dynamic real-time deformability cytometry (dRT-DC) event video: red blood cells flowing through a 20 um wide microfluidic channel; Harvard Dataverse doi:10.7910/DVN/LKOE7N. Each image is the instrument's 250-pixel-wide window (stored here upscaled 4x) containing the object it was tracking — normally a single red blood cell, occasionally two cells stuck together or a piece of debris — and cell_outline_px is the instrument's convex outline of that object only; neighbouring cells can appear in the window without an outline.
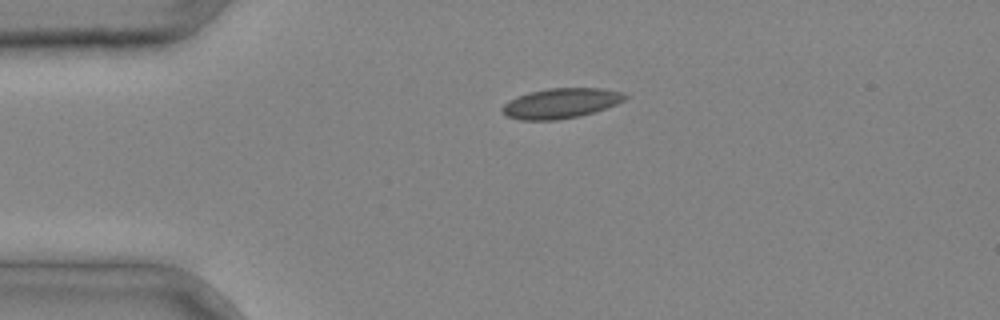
{"species": "common noctule bat (a hibernating species)", "species_latin": "Nyctalus noctula", "temperature_condition": "cold", "stored_images_in_passage": 2, "camera_frame_rate_fps": 3000, "um_per_image_px": 0.085, "animal": {"sex": "male", "body_mass_g": 20.4}, "frame": {"image": 1, "passage_image": 1, "time_ms": 0.0, "image_size_px": [1000, 320], "cell_outline_px": [[628, 96], [624, 100], [616, 104], [580, 116], [556, 120], [520, 120], [504, 116], [500, 112], [500, 108], [508, 100], [532, 92], [548, 88], [600, 88], [624, 92]], "centroid_in_image_um": [47.63, 8.78], "position_along_channel_um": 37.4, "area_um2": 21.5}}
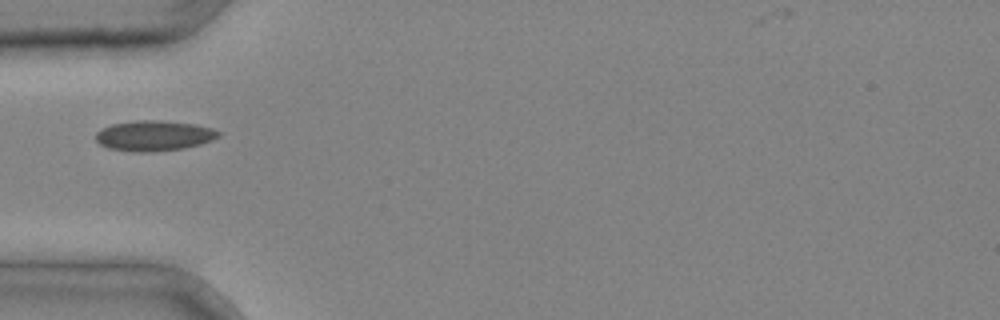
{"frame": {"image": 2, "passage_image": 2, "time_ms": 0.333, "image_size_px": [1000, 320], "cell_outline_px": [[220, 136], [212, 140], [200, 144], [180, 148], [152, 152], [132, 152], [108, 148], [100, 144], [96, 140], [96, 132], [100, 128], [112, 124], [136, 120], [160, 120], [196, 124], [212, 128], [220, 132]], "centroid_in_image_um": [13.06, 11.53], "position_along_channel_um": 71.9, "area_um2": 21.79}}